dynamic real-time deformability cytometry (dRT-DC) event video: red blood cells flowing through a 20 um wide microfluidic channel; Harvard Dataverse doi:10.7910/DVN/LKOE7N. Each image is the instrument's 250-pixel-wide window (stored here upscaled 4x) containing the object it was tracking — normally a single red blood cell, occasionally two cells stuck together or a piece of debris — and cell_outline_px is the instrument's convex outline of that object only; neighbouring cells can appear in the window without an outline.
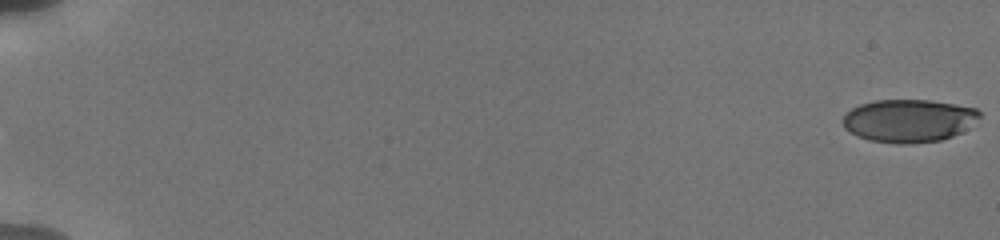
{"species": "human", "species_latin": "Homo sapiens", "temperature_condition": "cold", "stored_images_in_passage": 16, "camera_frame_rate_fps": 3000, "um_per_image_px": 0.085, "donor": {"sex": "male"}, "frame": {"image": 1, "passage_image": 1, "time_ms": 0.0, "image_size_px": [1000, 240], "cell_outline_px": [[980, 116], [960, 132], [952, 136], [940, 140], [908, 144], [896, 144], [868, 140], [856, 136], [844, 128], [844, 116], [852, 108], [860, 104], [876, 100], [928, 100], [976, 108], [980, 112]], "centroid_in_image_um": [77.2, 10.26], "position_along_channel_um": 7.8, "area_um2": 33.87}}
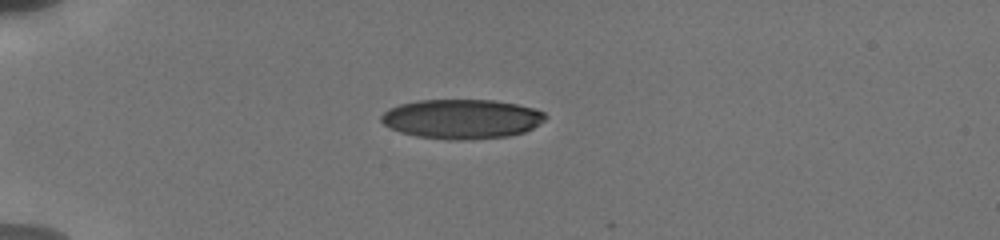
{"frame": {"image": 2, "passage_image": 12, "time_ms": 5.333, "image_size_px": [1000, 240], "cell_outline_px": [[548, 116], [540, 124], [524, 132], [508, 136], [460, 140], [448, 140], [416, 136], [400, 132], [384, 124], [380, 120], [380, 116], [388, 108], [400, 104], [420, 100], [492, 100], [516, 104], [536, 108], [544, 112]], "centroid_in_image_um": [39.26, 10.11], "position_along_channel_um": 45.7, "area_um2": 37.86}}
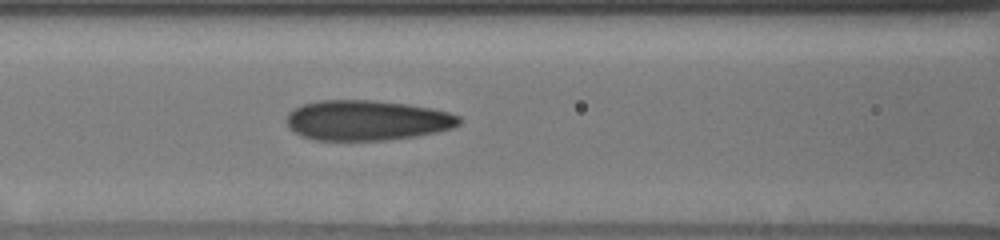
{"frame": {"image": 3, "passage_image": 16, "time_ms": 8.667, "image_size_px": [1000, 240], "cell_outline_px": [[460, 124], [452, 128], [436, 132], [416, 136], [384, 140], [316, 140], [304, 136], [296, 132], [288, 124], [288, 112], [304, 104], [320, 100], [376, 100], [408, 104], [432, 108], [448, 112], [460, 116]], "centroid_in_image_um": [31.24, 10.22], "position_along_channel_um": 135.4, "area_um2": 40.17}}